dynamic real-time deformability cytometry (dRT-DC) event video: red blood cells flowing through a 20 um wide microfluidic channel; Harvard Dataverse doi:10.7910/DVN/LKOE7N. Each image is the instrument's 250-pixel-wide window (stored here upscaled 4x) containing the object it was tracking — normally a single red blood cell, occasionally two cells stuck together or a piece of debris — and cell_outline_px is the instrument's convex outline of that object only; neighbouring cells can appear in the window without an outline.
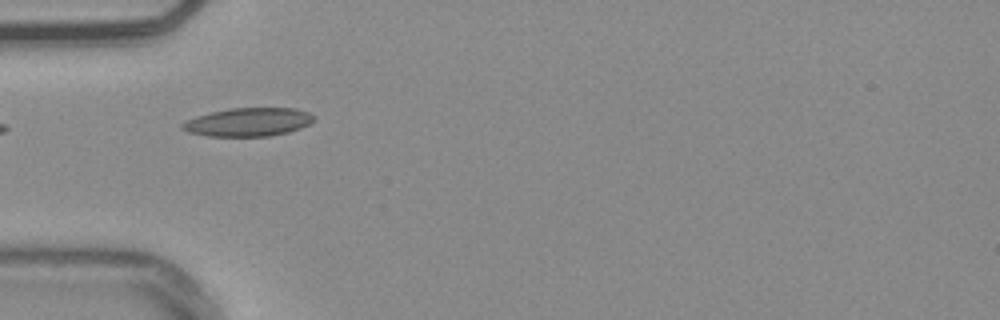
{"species": "common noctule bat (a hibernating species)", "species_latin": "Nyctalus noctula", "temperature_condition": "warm", "stored_images_in_passage": 4, "camera_frame_rate_fps": 3000, "um_per_image_px": 0.085, "animal": {"sex": "male", "body_mass_g": 20.4}, "frame": {"image": 1, "passage_image": 1, "time_ms": 0.0, "image_size_px": [1000, 320], "cell_outline_px": [[316, 120], [300, 128], [288, 132], [268, 136], [208, 136], [188, 132], [180, 128], [180, 124], [196, 116], [228, 108], [296, 108], [308, 112], [316, 116]], "centroid_in_image_um": [21.12, 10.37], "position_along_channel_um": 63.9, "area_um2": 21.85}}